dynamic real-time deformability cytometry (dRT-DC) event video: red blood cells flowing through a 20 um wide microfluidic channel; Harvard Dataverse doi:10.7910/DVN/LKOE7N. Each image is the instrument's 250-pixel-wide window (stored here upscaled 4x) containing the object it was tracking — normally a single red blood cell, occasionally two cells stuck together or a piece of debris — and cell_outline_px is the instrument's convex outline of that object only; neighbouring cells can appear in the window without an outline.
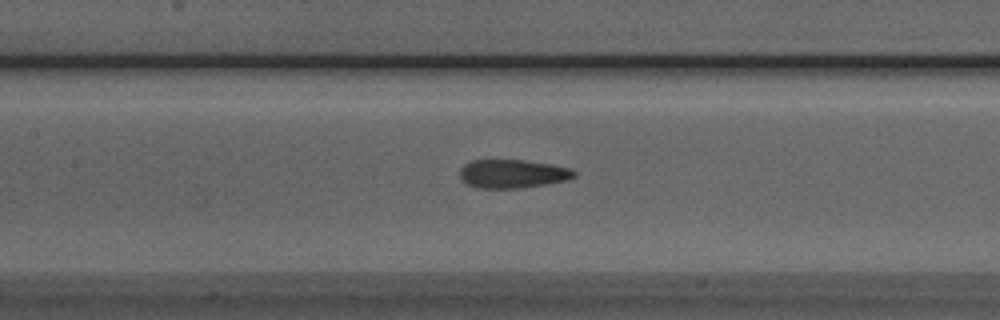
{"species": "Egyptian fruit bat (a non-hibernating species)", "species_latin": "Rousettus aegyptiacus", "temperature_condition": "room temperature", "stored_images_in_passage": 30, "camera_frame_rate_fps": 3000, "um_per_image_px": 0.085, "animal": {"sex": "male"}, "frame": {"image": 1, "passage_image": 11, "time_ms": 3.333, "image_size_px": [1000, 320], "cell_outline_px": [[576, 176], [568, 180], [520, 188], [476, 188], [460, 180], [460, 168], [464, 164], [472, 160], [524, 160], [548, 164], [568, 168], [576, 172]], "centroid_in_image_um": [43.52, 14.77], "position_along_channel_um": 163.9, "area_um2": 18.96}}
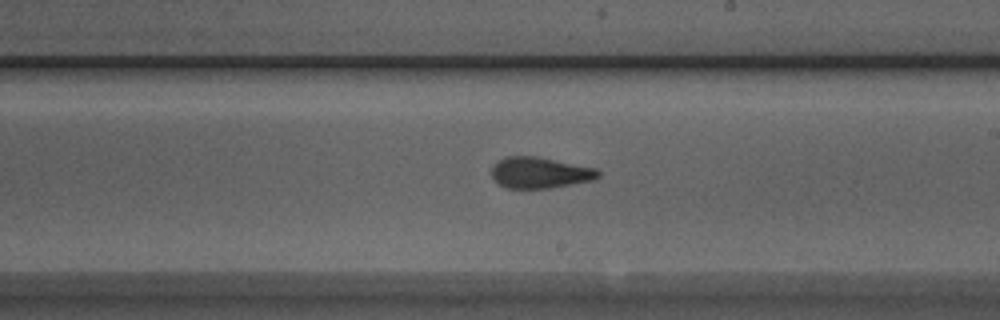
{"frame": {"image": 2, "passage_image": 17, "time_ms": 5.333, "image_size_px": [1000, 320], "cell_outline_px": [[600, 176], [596, 180], [548, 188], [508, 188], [500, 184], [492, 176], [492, 168], [504, 156], [536, 156], [596, 168], [600, 172]], "centroid_in_image_um": [45.94, 14.67], "position_along_channel_um": 243.1, "area_um2": 19.19}}
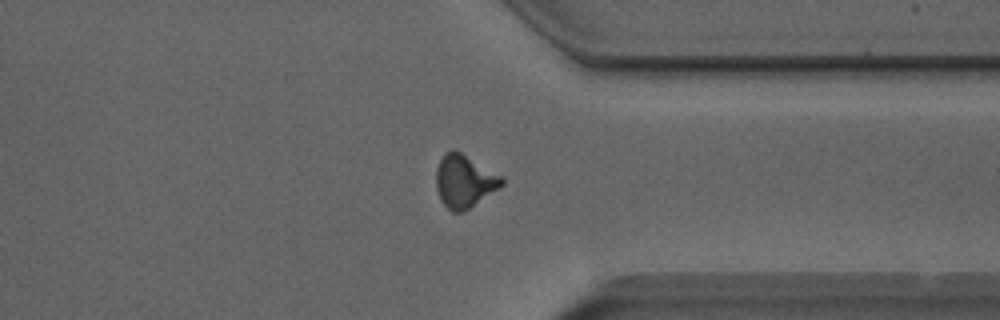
{"frame": {"image": 3, "passage_image": 27, "time_ms": 8.667, "image_size_px": [1000, 320], "cell_outline_px": [[504, 184], [464, 212], [452, 212], [440, 200], [436, 188], [436, 168], [444, 152], [452, 148], [460, 152], [504, 176]], "centroid_in_image_um": [39.46, 15.39], "position_along_channel_um": 371.9, "area_um2": 20.35}}